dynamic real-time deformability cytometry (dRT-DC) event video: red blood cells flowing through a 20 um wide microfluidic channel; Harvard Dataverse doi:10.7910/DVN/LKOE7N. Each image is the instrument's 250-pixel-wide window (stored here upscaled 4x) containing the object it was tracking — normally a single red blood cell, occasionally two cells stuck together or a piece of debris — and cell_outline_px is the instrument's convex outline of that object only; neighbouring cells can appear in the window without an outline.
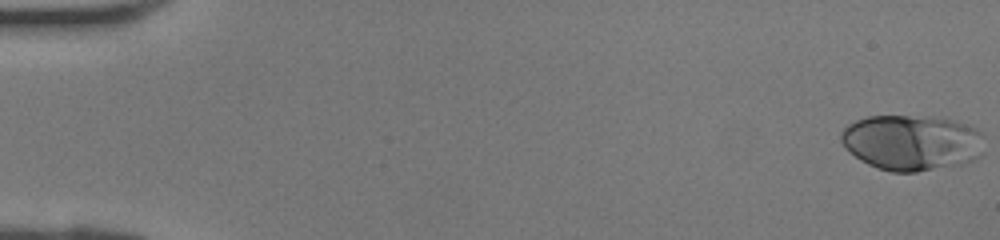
{"species": "human", "species_latin": "Homo sapiens", "temperature_condition": "room temperature", "stored_images_in_passage": 42, "camera_frame_rate_fps": 3000, "um_per_image_px": 0.085, "donor": {"sex": "female"}, "frame": {"image": 1, "passage_image": 1, "time_ms": 0.0, "image_size_px": [1000, 240], "cell_outline_px": [[984, 152], [980, 156], [972, 160], [960, 164], [916, 172], [892, 172], [868, 164], [860, 160], [848, 152], [840, 140], [840, 132], [848, 124], [856, 120], [868, 116], [928, 116], [952, 120], [976, 128], [984, 132]], "centroid_in_image_um": [77.51, 12.11], "position_along_channel_um": 7.5, "area_um2": 46.88}}
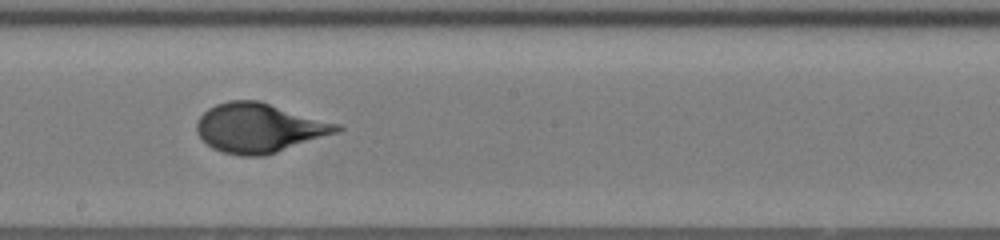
{"frame": {"image": 2, "passage_image": 24, "time_ms": 7.667, "image_size_px": [1000, 240], "cell_outline_px": [[344, 128], [340, 132], [264, 156], [240, 156], [224, 152], [212, 148], [196, 132], [196, 124], [200, 116], [208, 108], [216, 104], [228, 100], [260, 100], [340, 124]], "centroid_in_image_um": [22.06, 10.86], "position_along_channel_um": 226.1, "area_um2": 40.46}}
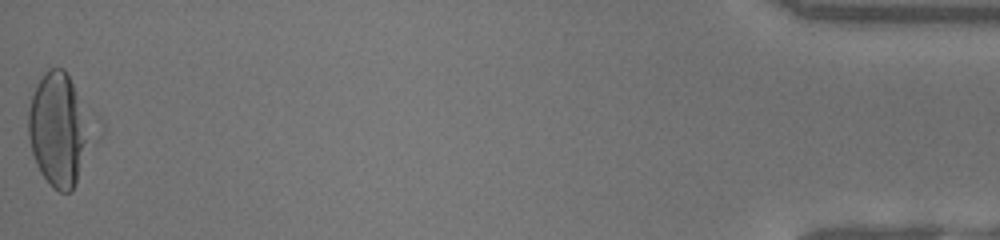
{"frame": {"image": 3, "passage_image": 42, "time_ms": 13.667, "image_size_px": [1000, 240], "cell_outline_px": [[84, 140], [76, 184], [72, 192], [60, 192], [52, 188], [40, 172], [36, 164], [32, 152], [28, 136], [28, 112], [32, 96], [36, 84], [44, 72], [48, 68], [64, 68], [72, 84], [84, 112]], "centroid_in_image_um": [4.81, 11.01], "position_along_channel_um": 430.4, "area_um2": 38.73}}